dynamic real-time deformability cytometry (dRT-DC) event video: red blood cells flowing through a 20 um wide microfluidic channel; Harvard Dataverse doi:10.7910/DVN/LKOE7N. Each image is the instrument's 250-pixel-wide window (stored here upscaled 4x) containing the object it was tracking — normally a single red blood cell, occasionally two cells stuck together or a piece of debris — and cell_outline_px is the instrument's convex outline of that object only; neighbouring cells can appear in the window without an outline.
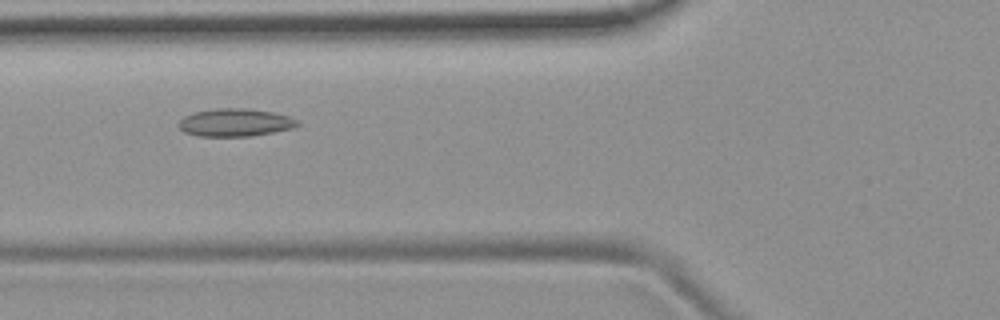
{"species": "common noctule bat (a hibernating species)", "species_latin": "Nyctalus noctula", "temperature_condition": "room temperature", "stored_images_in_passage": 42, "camera_frame_rate_fps": 3000, "um_per_image_px": 0.085, "animal": {"sex": "female", "body_mass_g": 19.9}, "frame": {"image": 1, "passage_image": 8, "time_ms": 2.333, "image_size_px": [1000, 320], "cell_outline_px": [[300, 124], [292, 128], [252, 136], [196, 136], [184, 132], [176, 124], [184, 116], [192, 112], [216, 108], [244, 108], [272, 112], [288, 116], [300, 120]], "centroid_in_image_um": [19.96, 10.41], "position_along_channel_um": 105.8, "area_um2": 19.36}}
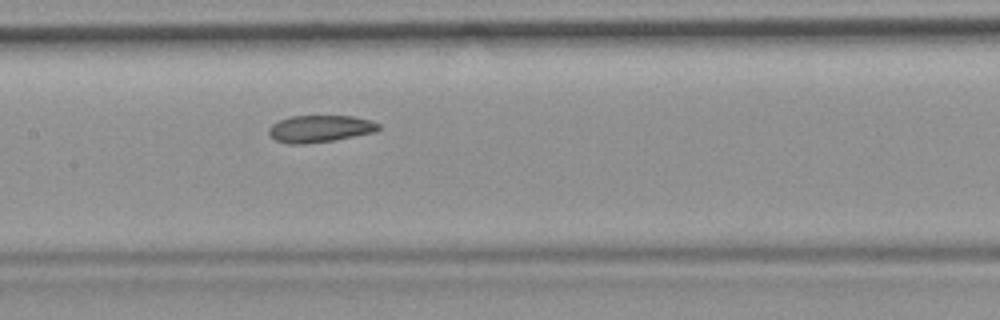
{"frame": {"image": 2, "passage_image": 14, "time_ms": 4.333, "image_size_px": [1000, 320], "cell_outline_px": [[380, 128], [376, 132], [332, 140], [304, 144], [288, 144], [276, 140], [268, 132], [268, 128], [272, 124], [280, 120], [292, 116], [352, 116], [368, 120], [380, 124]], "centroid_in_image_um": [27.19, 10.94], "position_along_channel_um": 180.2, "area_um2": 17.11}}
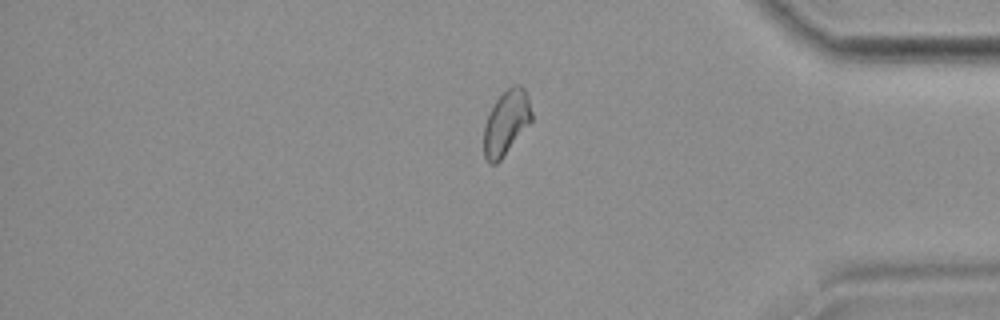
{"frame": {"image": 3, "passage_image": 33, "time_ms": 10.667, "image_size_px": [1000, 320], "cell_outline_px": [[532, 120], [500, 160], [496, 164], [488, 164], [484, 156], [484, 124], [496, 100], [512, 84], [520, 84], [524, 88], [528, 96], [532, 112]], "centroid_in_image_um": [43.03, 10.42], "position_along_channel_um": 392.2, "area_um2": 17.8}, "authors_computed_cell_mechanics": {"area_um2": 18.1492, "velocity_mm_per_s": 3.72, "shape_relaxation_time_tau1_ms": null, "shape_relaxation_time_tau2_ms": 5.4926, "deformation_change_tau1": null, "deformation_change_tau2": 0.084}}